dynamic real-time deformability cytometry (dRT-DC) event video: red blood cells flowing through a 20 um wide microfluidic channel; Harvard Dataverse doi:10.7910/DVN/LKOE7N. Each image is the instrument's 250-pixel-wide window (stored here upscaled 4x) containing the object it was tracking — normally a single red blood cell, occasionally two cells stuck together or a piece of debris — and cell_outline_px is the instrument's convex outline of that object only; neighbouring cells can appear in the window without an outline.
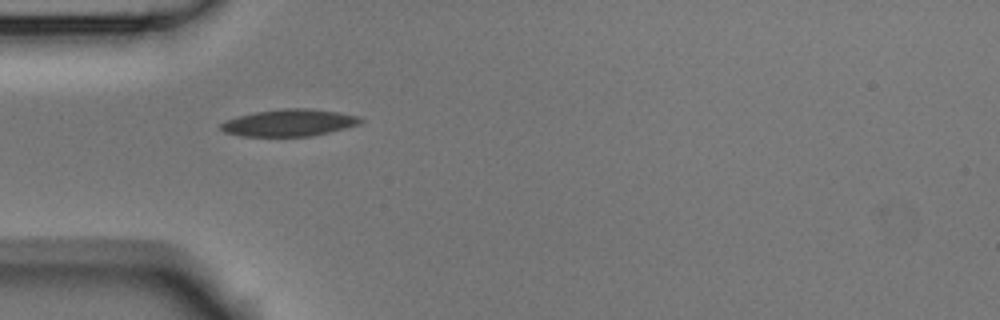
{"species": "Egyptian fruit bat (a non-hibernating species)", "species_latin": "Rousettus aegyptiacus", "temperature_condition": "room temperature", "stored_images_in_passage": 5, "camera_frame_rate_fps": 3000, "um_per_image_px": 0.085, "animal": {"sex": "male"}, "frame": {"image": 1, "passage_image": 4, "time_ms": 1.0, "image_size_px": [1000, 320], "cell_outline_px": [[364, 120], [360, 124], [328, 132], [308, 136], [240, 136], [224, 132], [220, 128], [220, 124], [236, 116], [252, 112], [280, 108], [308, 108], [340, 112], [360, 116]], "centroid_in_image_um": [24.57, 10.42], "position_along_channel_um": 60.4, "area_um2": 22.08}}
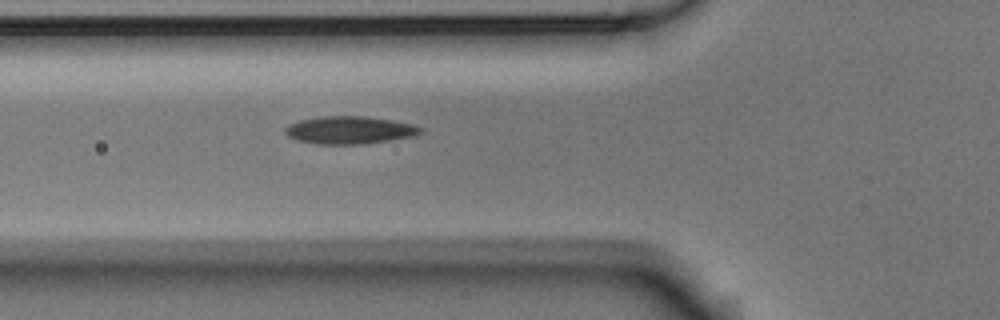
{"frame": {"image": 2, "passage_image": 5, "time_ms": 1.333, "image_size_px": [1000, 320], "cell_outline_px": [[424, 132], [416, 136], [368, 144], [320, 144], [296, 140], [288, 136], [284, 132], [284, 128], [288, 124], [300, 120], [320, 116], [364, 116], [392, 120], [412, 124], [424, 128]], "centroid_in_image_um": [29.75, 11.06], "position_along_channel_um": 96.0, "area_um2": 22.14}}